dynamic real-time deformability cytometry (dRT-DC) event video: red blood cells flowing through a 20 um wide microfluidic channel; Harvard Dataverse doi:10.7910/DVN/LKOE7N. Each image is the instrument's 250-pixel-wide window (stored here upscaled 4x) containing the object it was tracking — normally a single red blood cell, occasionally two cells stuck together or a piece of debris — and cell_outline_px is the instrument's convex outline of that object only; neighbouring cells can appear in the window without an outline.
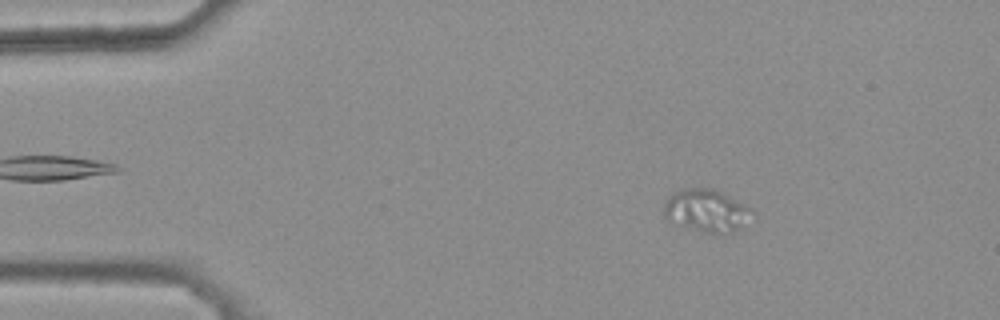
{"species": "common noctule bat (a hibernating species)", "species_latin": "Nyctalus noctula", "temperature_condition": "warm", "stored_images_in_passage": 45, "camera_frame_rate_fps": 3000, "um_per_image_px": 0.085, "animal": {"sex": "female", "body_mass_g": 25.1}, "frame": {"image": 1, "passage_image": 8, "time_ms": 2.333, "image_size_px": [1000, 320], "cell_outline_px": [[756, 216], [740, 228], [724, 236], [720, 236], [672, 224], [664, 220], [664, 204], [668, 196], [680, 188], [712, 188], [752, 208]], "centroid_in_image_um": [60.05, 17.94], "position_along_channel_um": 24.9, "area_um2": 22.66}}
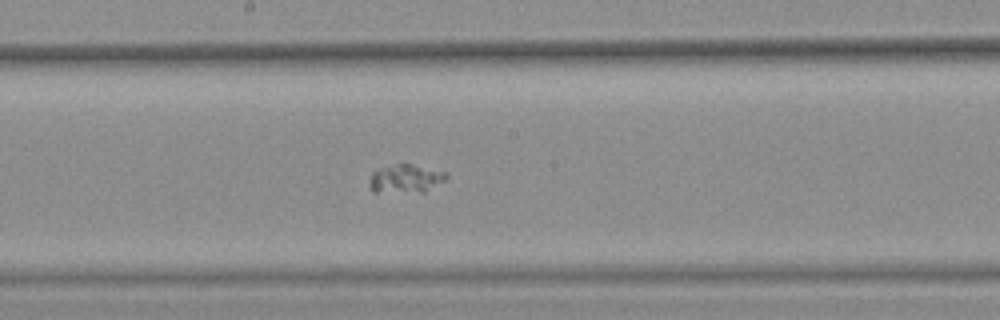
{"frame": {"image": 2, "passage_image": 28, "time_ms": 9.0, "image_size_px": [1000, 320], "cell_outline_px": [[448, 176], [444, 180], [424, 192], [372, 192], [368, 180], [372, 172], [396, 164], [412, 164], [448, 172]], "centroid_in_image_um": [34.47, 15.19], "position_along_channel_um": 213.7, "area_um2": 12.66}}
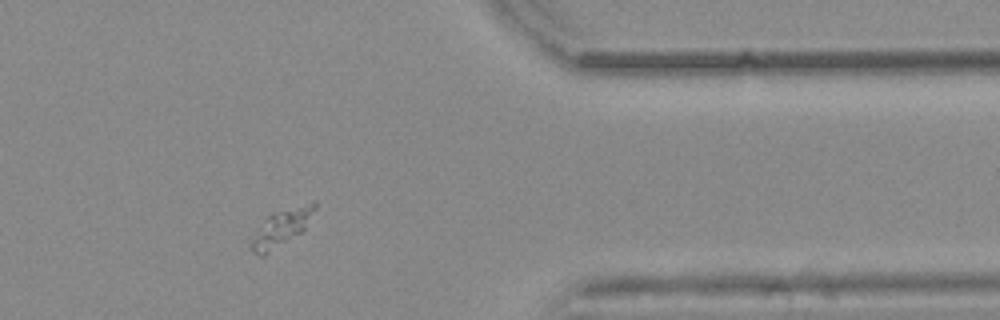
{"frame": {"image": 3, "passage_image": 43, "time_ms": 14.0, "image_size_px": [1000, 320], "cell_outline_px": [[316, 208], [304, 228], [300, 232], [264, 256], [256, 256], [252, 252], [248, 244], [268, 216], [272, 212], [312, 200], [316, 204]], "centroid_in_image_um": [23.9, 19.34], "position_along_channel_um": 387.5, "area_um2": 13.53}}